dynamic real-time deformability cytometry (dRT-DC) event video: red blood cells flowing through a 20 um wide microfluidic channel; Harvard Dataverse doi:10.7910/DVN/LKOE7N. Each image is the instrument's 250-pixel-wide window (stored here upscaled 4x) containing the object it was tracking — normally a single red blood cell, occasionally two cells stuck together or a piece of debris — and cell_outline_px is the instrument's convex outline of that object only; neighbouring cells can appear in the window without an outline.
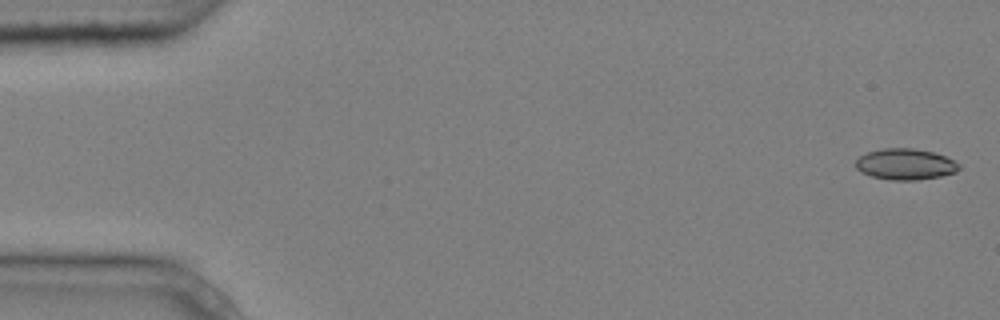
{"species": "common noctule bat (a hibernating species)", "species_latin": "Nyctalus noctula", "temperature_condition": "cold", "stored_images_in_passage": 6, "camera_frame_rate_fps": 3000, "um_per_image_px": 0.085, "animal": {"sex": "male", "body_mass_g": 20.4}, "frame": {"image": 1, "passage_image": 1, "time_ms": 0.0, "image_size_px": [1000, 320], "cell_outline_px": [[960, 168], [956, 172], [940, 176], [916, 180], [892, 180], [872, 176], [860, 172], [856, 168], [856, 160], [860, 156], [868, 152], [880, 148], [916, 148], [932, 152], [944, 156], [960, 164]], "centroid_in_image_um": [76.94, 13.95], "position_along_channel_um": 8.1, "area_um2": 18.67}}